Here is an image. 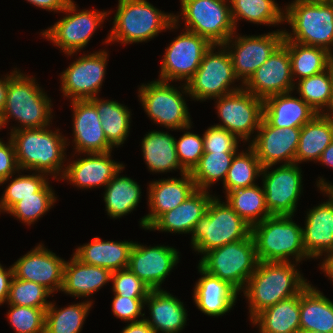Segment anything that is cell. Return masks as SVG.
<instances>
[{
	"label": "cell",
	"mask_w": 333,
	"mask_h": 333,
	"mask_svg": "<svg viewBox=\"0 0 333 333\" xmlns=\"http://www.w3.org/2000/svg\"><path fill=\"white\" fill-rule=\"evenodd\" d=\"M292 262L259 261L244 290L250 320L262 310L299 294L308 284Z\"/></svg>",
	"instance_id": "1"
},
{
	"label": "cell",
	"mask_w": 333,
	"mask_h": 333,
	"mask_svg": "<svg viewBox=\"0 0 333 333\" xmlns=\"http://www.w3.org/2000/svg\"><path fill=\"white\" fill-rule=\"evenodd\" d=\"M61 134L59 129L53 132L48 126L11 131L10 139L20 170L53 175V179L59 176V181L65 171L63 167L66 166L64 161L67 159L65 151L68 146V138Z\"/></svg>",
	"instance_id": "2"
},
{
	"label": "cell",
	"mask_w": 333,
	"mask_h": 333,
	"mask_svg": "<svg viewBox=\"0 0 333 333\" xmlns=\"http://www.w3.org/2000/svg\"><path fill=\"white\" fill-rule=\"evenodd\" d=\"M105 44L119 42L132 44L147 42L161 31L178 29L173 13H164L147 0H118L117 12L113 18Z\"/></svg>",
	"instance_id": "3"
},
{
	"label": "cell",
	"mask_w": 333,
	"mask_h": 333,
	"mask_svg": "<svg viewBox=\"0 0 333 333\" xmlns=\"http://www.w3.org/2000/svg\"><path fill=\"white\" fill-rule=\"evenodd\" d=\"M51 99L43 92L34 77L19 70L9 79L7 96L2 115L5 125L10 118L20 124L11 131L50 127L52 116ZM21 126V127H20Z\"/></svg>",
	"instance_id": "4"
},
{
	"label": "cell",
	"mask_w": 333,
	"mask_h": 333,
	"mask_svg": "<svg viewBox=\"0 0 333 333\" xmlns=\"http://www.w3.org/2000/svg\"><path fill=\"white\" fill-rule=\"evenodd\" d=\"M294 216L272 215L251 227V235L259 261L296 263L310 259L303 245L302 228Z\"/></svg>",
	"instance_id": "5"
},
{
	"label": "cell",
	"mask_w": 333,
	"mask_h": 333,
	"mask_svg": "<svg viewBox=\"0 0 333 333\" xmlns=\"http://www.w3.org/2000/svg\"><path fill=\"white\" fill-rule=\"evenodd\" d=\"M284 21L292 32L284 30V40L320 47L328 52L333 46V4L293 1L284 7Z\"/></svg>",
	"instance_id": "6"
},
{
	"label": "cell",
	"mask_w": 333,
	"mask_h": 333,
	"mask_svg": "<svg viewBox=\"0 0 333 333\" xmlns=\"http://www.w3.org/2000/svg\"><path fill=\"white\" fill-rule=\"evenodd\" d=\"M191 234L194 251L204 255L211 249L248 238L251 235V226L227 202L214 196L205 215L197 221Z\"/></svg>",
	"instance_id": "7"
},
{
	"label": "cell",
	"mask_w": 333,
	"mask_h": 333,
	"mask_svg": "<svg viewBox=\"0 0 333 333\" xmlns=\"http://www.w3.org/2000/svg\"><path fill=\"white\" fill-rule=\"evenodd\" d=\"M258 263L255 242L250 235L246 239L209 250L198 264L239 293L244 290Z\"/></svg>",
	"instance_id": "8"
},
{
	"label": "cell",
	"mask_w": 333,
	"mask_h": 333,
	"mask_svg": "<svg viewBox=\"0 0 333 333\" xmlns=\"http://www.w3.org/2000/svg\"><path fill=\"white\" fill-rule=\"evenodd\" d=\"M217 47L221 49L214 53ZM236 80L238 79L234 74L226 47L212 45L202 58L195 74L186 83H183L184 85H181L183 88L179 86L178 89L181 88V92L189 95L193 100L206 101L241 90L243 86L231 85Z\"/></svg>",
	"instance_id": "9"
},
{
	"label": "cell",
	"mask_w": 333,
	"mask_h": 333,
	"mask_svg": "<svg viewBox=\"0 0 333 333\" xmlns=\"http://www.w3.org/2000/svg\"><path fill=\"white\" fill-rule=\"evenodd\" d=\"M181 13L174 22H185L184 30L198 34L212 45H223L236 31L229 0H180ZM227 2V3H226Z\"/></svg>",
	"instance_id": "10"
},
{
	"label": "cell",
	"mask_w": 333,
	"mask_h": 333,
	"mask_svg": "<svg viewBox=\"0 0 333 333\" xmlns=\"http://www.w3.org/2000/svg\"><path fill=\"white\" fill-rule=\"evenodd\" d=\"M138 97L148 117L170 130H189L191 118L183 94L169 84L156 80L142 84Z\"/></svg>",
	"instance_id": "11"
},
{
	"label": "cell",
	"mask_w": 333,
	"mask_h": 333,
	"mask_svg": "<svg viewBox=\"0 0 333 333\" xmlns=\"http://www.w3.org/2000/svg\"><path fill=\"white\" fill-rule=\"evenodd\" d=\"M65 16L50 28L41 32L43 38L53 42L65 54L72 56L83 50L92 38L97 27L103 24L110 11L79 10L73 0L62 11Z\"/></svg>",
	"instance_id": "12"
},
{
	"label": "cell",
	"mask_w": 333,
	"mask_h": 333,
	"mask_svg": "<svg viewBox=\"0 0 333 333\" xmlns=\"http://www.w3.org/2000/svg\"><path fill=\"white\" fill-rule=\"evenodd\" d=\"M222 124L215 126L226 129L242 141H248L259 129L263 118V99L255 97L242 88L231 94L214 98Z\"/></svg>",
	"instance_id": "13"
},
{
	"label": "cell",
	"mask_w": 333,
	"mask_h": 333,
	"mask_svg": "<svg viewBox=\"0 0 333 333\" xmlns=\"http://www.w3.org/2000/svg\"><path fill=\"white\" fill-rule=\"evenodd\" d=\"M283 40L284 30L278 29L257 36H236L235 32L223 44L229 52L234 74L238 80L242 81V86L283 43Z\"/></svg>",
	"instance_id": "14"
},
{
	"label": "cell",
	"mask_w": 333,
	"mask_h": 333,
	"mask_svg": "<svg viewBox=\"0 0 333 333\" xmlns=\"http://www.w3.org/2000/svg\"><path fill=\"white\" fill-rule=\"evenodd\" d=\"M299 164H282L262 167L263 190L266 206L271 215L294 216L302 191V170Z\"/></svg>",
	"instance_id": "15"
},
{
	"label": "cell",
	"mask_w": 333,
	"mask_h": 333,
	"mask_svg": "<svg viewBox=\"0 0 333 333\" xmlns=\"http://www.w3.org/2000/svg\"><path fill=\"white\" fill-rule=\"evenodd\" d=\"M183 32L166 48L158 80L187 82L212 46L207 39L196 33L187 30Z\"/></svg>",
	"instance_id": "16"
},
{
	"label": "cell",
	"mask_w": 333,
	"mask_h": 333,
	"mask_svg": "<svg viewBox=\"0 0 333 333\" xmlns=\"http://www.w3.org/2000/svg\"><path fill=\"white\" fill-rule=\"evenodd\" d=\"M108 53L96 51L81 56L62 72L61 91L73 100H89L97 97L105 79Z\"/></svg>",
	"instance_id": "17"
},
{
	"label": "cell",
	"mask_w": 333,
	"mask_h": 333,
	"mask_svg": "<svg viewBox=\"0 0 333 333\" xmlns=\"http://www.w3.org/2000/svg\"><path fill=\"white\" fill-rule=\"evenodd\" d=\"M294 81L289 50L282 43L253 73L243 88L264 100L276 94L293 93L296 84Z\"/></svg>",
	"instance_id": "18"
},
{
	"label": "cell",
	"mask_w": 333,
	"mask_h": 333,
	"mask_svg": "<svg viewBox=\"0 0 333 333\" xmlns=\"http://www.w3.org/2000/svg\"><path fill=\"white\" fill-rule=\"evenodd\" d=\"M301 127L280 128L271 126L262 118L257 134L250 141L261 166L295 163ZM284 161V162H283Z\"/></svg>",
	"instance_id": "19"
},
{
	"label": "cell",
	"mask_w": 333,
	"mask_h": 333,
	"mask_svg": "<svg viewBox=\"0 0 333 333\" xmlns=\"http://www.w3.org/2000/svg\"><path fill=\"white\" fill-rule=\"evenodd\" d=\"M65 260L38 244L14 264V276L18 279L35 282L53 293L61 291Z\"/></svg>",
	"instance_id": "20"
},
{
	"label": "cell",
	"mask_w": 333,
	"mask_h": 333,
	"mask_svg": "<svg viewBox=\"0 0 333 333\" xmlns=\"http://www.w3.org/2000/svg\"><path fill=\"white\" fill-rule=\"evenodd\" d=\"M178 254L173 247L134 243L128 268L151 289H161V284L180 260Z\"/></svg>",
	"instance_id": "21"
},
{
	"label": "cell",
	"mask_w": 333,
	"mask_h": 333,
	"mask_svg": "<svg viewBox=\"0 0 333 333\" xmlns=\"http://www.w3.org/2000/svg\"><path fill=\"white\" fill-rule=\"evenodd\" d=\"M181 176L179 179L163 178L149 184L148 206L151 211L140 220L143 229L146 230L160 215L176 208L197 190L190 172Z\"/></svg>",
	"instance_id": "22"
},
{
	"label": "cell",
	"mask_w": 333,
	"mask_h": 333,
	"mask_svg": "<svg viewBox=\"0 0 333 333\" xmlns=\"http://www.w3.org/2000/svg\"><path fill=\"white\" fill-rule=\"evenodd\" d=\"M73 135L75 151L83 153H105L112 147L103 132L96 107L89 100H73Z\"/></svg>",
	"instance_id": "23"
},
{
	"label": "cell",
	"mask_w": 333,
	"mask_h": 333,
	"mask_svg": "<svg viewBox=\"0 0 333 333\" xmlns=\"http://www.w3.org/2000/svg\"><path fill=\"white\" fill-rule=\"evenodd\" d=\"M111 152L86 153V158L73 160L66 165L61 179L82 189L105 187L125 167L110 158Z\"/></svg>",
	"instance_id": "24"
},
{
	"label": "cell",
	"mask_w": 333,
	"mask_h": 333,
	"mask_svg": "<svg viewBox=\"0 0 333 333\" xmlns=\"http://www.w3.org/2000/svg\"><path fill=\"white\" fill-rule=\"evenodd\" d=\"M321 191L329 200L307 211L305 227L302 228L304 249L310 259H318L323 253L333 250V198Z\"/></svg>",
	"instance_id": "25"
},
{
	"label": "cell",
	"mask_w": 333,
	"mask_h": 333,
	"mask_svg": "<svg viewBox=\"0 0 333 333\" xmlns=\"http://www.w3.org/2000/svg\"><path fill=\"white\" fill-rule=\"evenodd\" d=\"M202 275L194 287L193 299L197 308L208 316H222L235 305L239 293L226 281L208 273L198 264Z\"/></svg>",
	"instance_id": "26"
},
{
	"label": "cell",
	"mask_w": 333,
	"mask_h": 333,
	"mask_svg": "<svg viewBox=\"0 0 333 333\" xmlns=\"http://www.w3.org/2000/svg\"><path fill=\"white\" fill-rule=\"evenodd\" d=\"M209 193L197 189L176 208L160 215L147 230L191 234L197 221L205 215L207 206L214 197Z\"/></svg>",
	"instance_id": "27"
},
{
	"label": "cell",
	"mask_w": 333,
	"mask_h": 333,
	"mask_svg": "<svg viewBox=\"0 0 333 333\" xmlns=\"http://www.w3.org/2000/svg\"><path fill=\"white\" fill-rule=\"evenodd\" d=\"M144 305H148L150 311V319L144 320L155 333H179L187 323L183 302L166 290L151 289Z\"/></svg>",
	"instance_id": "28"
},
{
	"label": "cell",
	"mask_w": 333,
	"mask_h": 333,
	"mask_svg": "<svg viewBox=\"0 0 333 333\" xmlns=\"http://www.w3.org/2000/svg\"><path fill=\"white\" fill-rule=\"evenodd\" d=\"M316 114L302 98L291 92L269 96L263 100V118L274 127H302Z\"/></svg>",
	"instance_id": "29"
},
{
	"label": "cell",
	"mask_w": 333,
	"mask_h": 333,
	"mask_svg": "<svg viewBox=\"0 0 333 333\" xmlns=\"http://www.w3.org/2000/svg\"><path fill=\"white\" fill-rule=\"evenodd\" d=\"M112 271L82 263L74 255L64 265L61 291L75 297H89L112 280Z\"/></svg>",
	"instance_id": "30"
},
{
	"label": "cell",
	"mask_w": 333,
	"mask_h": 333,
	"mask_svg": "<svg viewBox=\"0 0 333 333\" xmlns=\"http://www.w3.org/2000/svg\"><path fill=\"white\" fill-rule=\"evenodd\" d=\"M133 244L132 241H104L95 237L91 242L77 247L73 255L82 263L114 272L128 268Z\"/></svg>",
	"instance_id": "31"
},
{
	"label": "cell",
	"mask_w": 333,
	"mask_h": 333,
	"mask_svg": "<svg viewBox=\"0 0 333 333\" xmlns=\"http://www.w3.org/2000/svg\"><path fill=\"white\" fill-rule=\"evenodd\" d=\"M300 330L333 333V302L310 283L300 292Z\"/></svg>",
	"instance_id": "32"
},
{
	"label": "cell",
	"mask_w": 333,
	"mask_h": 333,
	"mask_svg": "<svg viewBox=\"0 0 333 333\" xmlns=\"http://www.w3.org/2000/svg\"><path fill=\"white\" fill-rule=\"evenodd\" d=\"M175 139L171 134L163 131L153 130L145 134L141 142V150L150 172L167 173L179 169L181 175L187 173L178 160Z\"/></svg>",
	"instance_id": "33"
},
{
	"label": "cell",
	"mask_w": 333,
	"mask_h": 333,
	"mask_svg": "<svg viewBox=\"0 0 333 333\" xmlns=\"http://www.w3.org/2000/svg\"><path fill=\"white\" fill-rule=\"evenodd\" d=\"M251 322L261 333H297L300 330V293L258 313Z\"/></svg>",
	"instance_id": "34"
},
{
	"label": "cell",
	"mask_w": 333,
	"mask_h": 333,
	"mask_svg": "<svg viewBox=\"0 0 333 333\" xmlns=\"http://www.w3.org/2000/svg\"><path fill=\"white\" fill-rule=\"evenodd\" d=\"M332 141L333 120L324 114H316L301 127L295 163L318 161Z\"/></svg>",
	"instance_id": "35"
},
{
	"label": "cell",
	"mask_w": 333,
	"mask_h": 333,
	"mask_svg": "<svg viewBox=\"0 0 333 333\" xmlns=\"http://www.w3.org/2000/svg\"><path fill=\"white\" fill-rule=\"evenodd\" d=\"M89 101L96 107L108 143L112 147L122 145L130 130L132 114L128 107L117 101L100 99L99 96Z\"/></svg>",
	"instance_id": "36"
},
{
	"label": "cell",
	"mask_w": 333,
	"mask_h": 333,
	"mask_svg": "<svg viewBox=\"0 0 333 333\" xmlns=\"http://www.w3.org/2000/svg\"><path fill=\"white\" fill-rule=\"evenodd\" d=\"M122 169L105 186L104 202L107 215L121 218L131 213L141 198V188L135 180L127 176H119Z\"/></svg>",
	"instance_id": "37"
},
{
	"label": "cell",
	"mask_w": 333,
	"mask_h": 333,
	"mask_svg": "<svg viewBox=\"0 0 333 333\" xmlns=\"http://www.w3.org/2000/svg\"><path fill=\"white\" fill-rule=\"evenodd\" d=\"M225 197L229 206L251 227L272 216L266 206L263 187L254 185L229 191Z\"/></svg>",
	"instance_id": "38"
},
{
	"label": "cell",
	"mask_w": 333,
	"mask_h": 333,
	"mask_svg": "<svg viewBox=\"0 0 333 333\" xmlns=\"http://www.w3.org/2000/svg\"><path fill=\"white\" fill-rule=\"evenodd\" d=\"M231 16L236 28L237 20H246L254 24H283L285 11L275 0H229Z\"/></svg>",
	"instance_id": "39"
},
{
	"label": "cell",
	"mask_w": 333,
	"mask_h": 333,
	"mask_svg": "<svg viewBox=\"0 0 333 333\" xmlns=\"http://www.w3.org/2000/svg\"><path fill=\"white\" fill-rule=\"evenodd\" d=\"M289 50L293 79L319 74L329 68V52L320 47L283 41Z\"/></svg>",
	"instance_id": "40"
},
{
	"label": "cell",
	"mask_w": 333,
	"mask_h": 333,
	"mask_svg": "<svg viewBox=\"0 0 333 333\" xmlns=\"http://www.w3.org/2000/svg\"><path fill=\"white\" fill-rule=\"evenodd\" d=\"M92 303L87 300L57 308L55 303L51 302L46 309L44 333H80Z\"/></svg>",
	"instance_id": "41"
},
{
	"label": "cell",
	"mask_w": 333,
	"mask_h": 333,
	"mask_svg": "<svg viewBox=\"0 0 333 333\" xmlns=\"http://www.w3.org/2000/svg\"><path fill=\"white\" fill-rule=\"evenodd\" d=\"M261 172V163L250 146L246 151L237 152L223 183L225 193L256 185L255 180Z\"/></svg>",
	"instance_id": "42"
},
{
	"label": "cell",
	"mask_w": 333,
	"mask_h": 333,
	"mask_svg": "<svg viewBox=\"0 0 333 333\" xmlns=\"http://www.w3.org/2000/svg\"><path fill=\"white\" fill-rule=\"evenodd\" d=\"M237 152L204 153L199 163L190 172L196 188L208 191L210 186L225 181L228 169Z\"/></svg>",
	"instance_id": "43"
},
{
	"label": "cell",
	"mask_w": 333,
	"mask_h": 333,
	"mask_svg": "<svg viewBox=\"0 0 333 333\" xmlns=\"http://www.w3.org/2000/svg\"><path fill=\"white\" fill-rule=\"evenodd\" d=\"M296 83L294 90L297 89L300 98L318 114H322L325 108L327 109L332 96L333 75L330 68L319 74L302 78Z\"/></svg>",
	"instance_id": "44"
},
{
	"label": "cell",
	"mask_w": 333,
	"mask_h": 333,
	"mask_svg": "<svg viewBox=\"0 0 333 333\" xmlns=\"http://www.w3.org/2000/svg\"><path fill=\"white\" fill-rule=\"evenodd\" d=\"M56 198L52 187L47 183L39 192L34 193V196L24 197L15 203L7 214L30 226L52 208Z\"/></svg>",
	"instance_id": "45"
},
{
	"label": "cell",
	"mask_w": 333,
	"mask_h": 333,
	"mask_svg": "<svg viewBox=\"0 0 333 333\" xmlns=\"http://www.w3.org/2000/svg\"><path fill=\"white\" fill-rule=\"evenodd\" d=\"M11 179L0 198V212H7L24 197L34 196V193L39 192L48 183L49 178L46 174L33 172L31 175H19Z\"/></svg>",
	"instance_id": "46"
},
{
	"label": "cell",
	"mask_w": 333,
	"mask_h": 333,
	"mask_svg": "<svg viewBox=\"0 0 333 333\" xmlns=\"http://www.w3.org/2000/svg\"><path fill=\"white\" fill-rule=\"evenodd\" d=\"M51 294L48 289L40 284L18 279L14 276L6 303L34 308H48L51 302L47 301V297Z\"/></svg>",
	"instance_id": "47"
},
{
	"label": "cell",
	"mask_w": 333,
	"mask_h": 333,
	"mask_svg": "<svg viewBox=\"0 0 333 333\" xmlns=\"http://www.w3.org/2000/svg\"><path fill=\"white\" fill-rule=\"evenodd\" d=\"M8 306L7 319L16 333H44L47 308Z\"/></svg>",
	"instance_id": "48"
},
{
	"label": "cell",
	"mask_w": 333,
	"mask_h": 333,
	"mask_svg": "<svg viewBox=\"0 0 333 333\" xmlns=\"http://www.w3.org/2000/svg\"><path fill=\"white\" fill-rule=\"evenodd\" d=\"M175 145L181 166L187 172H191L204 154L203 137L189 131H184L179 140L175 139Z\"/></svg>",
	"instance_id": "49"
},
{
	"label": "cell",
	"mask_w": 333,
	"mask_h": 333,
	"mask_svg": "<svg viewBox=\"0 0 333 333\" xmlns=\"http://www.w3.org/2000/svg\"><path fill=\"white\" fill-rule=\"evenodd\" d=\"M113 292L128 298H147L151 288L140 280L129 268L112 273Z\"/></svg>",
	"instance_id": "50"
},
{
	"label": "cell",
	"mask_w": 333,
	"mask_h": 333,
	"mask_svg": "<svg viewBox=\"0 0 333 333\" xmlns=\"http://www.w3.org/2000/svg\"><path fill=\"white\" fill-rule=\"evenodd\" d=\"M204 153L237 152L238 138L224 128L209 127L203 134Z\"/></svg>",
	"instance_id": "51"
},
{
	"label": "cell",
	"mask_w": 333,
	"mask_h": 333,
	"mask_svg": "<svg viewBox=\"0 0 333 333\" xmlns=\"http://www.w3.org/2000/svg\"><path fill=\"white\" fill-rule=\"evenodd\" d=\"M145 300L146 298H128L114 294L112 312L115 317L128 323L139 321V316L145 318V313H142Z\"/></svg>",
	"instance_id": "52"
},
{
	"label": "cell",
	"mask_w": 333,
	"mask_h": 333,
	"mask_svg": "<svg viewBox=\"0 0 333 333\" xmlns=\"http://www.w3.org/2000/svg\"><path fill=\"white\" fill-rule=\"evenodd\" d=\"M19 171L13 142L10 138L7 143L0 140V185L10 181L14 173L19 175Z\"/></svg>",
	"instance_id": "53"
},
{
	"label": "cell",
	"mask_w": 333,
	"mask_h": 333,
	"mask_svg": "<svg viewBox=\"0 0 333 333\" xmlns=\"http://www.w3.org/2000/svg\"><path fill=\"white\" fill-rule=\"evenodd\" d=\"M14 277L13 267H3L0 264V305L6 303L9 295L10 284Z\"/></svg>",
	"instance_id": "54"
},
{
	"label": "cell",
	"mask_w": 333,
	"mask_h": 333,
	"mask_svg": "<svg viewBox=\"0 0 333 333\" xmlns=\"http://www.w3.org/2000/svg\"><path fill=\"white\" fill-rule=\"evenodd\" d=\"M34 6L46 11L62 12L71 0H26Z\"/></svg>",
	"instance_id": "55"
},
{
	"label": "cell",
	"mask_w": 333,
	"mask_h": 333,
	"mask_svg": "<svg viewBox=\"0 0 333 333\" xmlns=\"http://www.w3.org/2000/svg\"><path fill=\"white\" fill-rule=\"evenodd\" d=\"M121 333H155L144 318L139 321L130 322L123 328Z\"/></svg>",
	"instance_id": "56"
},
{
	"label": "cell",
	"mask_w": 333,
	"mask_h": 333,
	"mask_svg": "<svg viewBox=\"0 0 333 333\" xmlns=\"http://www.w3.org/2000/svg\"><path fill=\"white\" fill-rule=\"evenodd\" d=\"M16 72H17V69L15 68V70L13 72H11L10 75L8 74L7 76L3 77V79L0 78V113H2L4 106H5L7 89H8V81Z\"/></svg>",
	"instance_id": "57"
},
{
	"label": "cell",
	"mask_w": 333,
	"mask_h": 333,
	"mask_svg": "<svg viewBox=\"0 0 333 333\" xmlns=\"http://www.w3.org/2000/svg\"><path fill=\"white\" fill-rule=\"evenodd\" d=\"M325 258L321 262L320 269L323 270L325 276H327L333 282V250L327 252ZM327 274V275H326Z\"/></svg>",
	"instance_id": "58"
},
{
	"label": "cell",
	"mask_w": 333,
	"mask_h": 333,
	"mask_svg": "<svg viewBox=\"0 0 333 333\" xmlns=\"http://www.w3.org/2000/svg\"><path fill=\"white\" fill-rule=\"evenodd\" d=\"M317 162H322L321 164H325V166L327 165L328 167L333 168V141L323 151Z\"/></svg>",
	"instance_id": "59"
},
{
	"label": "cell",
	"mask_w": 333,
	"mask_h": 333,
	"mask_svg": "<svg viewBox=\"0 0 333 333\" xmlns=\"http://www.w3.org/2000/svg\"><path fill=\"white\" fill-rule=\"evenodd\" d=\"M317 187L320 190H324L328 195H330L333 198V183L326 182L325 179L320 178L317 180Z\"/></svg>",
	"instance_id": "60"
},
{
	"label": "cell",
	"mask_w": 333,
	"mask_h": 333,
	"mask_svg": "<svg viewBox=\"0 0 333 333\" xmlns=\"http://www.w3.org/2000/svg\"><path fill=\"white\" fill-rule=\"evenodd\" d=\"M325 110H327V111L323 112L322 114H324L325 116H327L333 120V88H332V96H331L330 103H329L327 109H325Z\"/></svg>",
	"instance_id": "61"
},
{
	"label": "cell",
	"mask_w": 333,
	"mask_h": 333,
	"mask_svg": "<svg viewBox=\"0 0 333 333\" xmlns=\"http://www.w3.org/2000/svg\"><path fill=\"white\" fill-rule=\"evenodd\" d=\"M329 68L333 75V50L329 52Z\"/></svg>",
	"instance_id": "62"
},
{
	"label": "cell",
	"mask_w": 333,
	"mask_h": 333,
	"mask_svg": "<svg viewBox=\"0 0 333 333\" xmlns=\"http://www.w3.org/2000/svg\"><path fill=\"white\" fill-rule=\"evenodd\" d=\"M295 1H302V2H309V3L329 2V0H295Z\"/></svg>",
	"instance_id": "63"
},
{
	"label": "cell",
	"mask_w": 333,
	"mask_h": 333,
	"mask_svg": "<svg viewBox=\"0 0 333 333\" xmlns=\"http://www.w3.org/2000/svg\"><path fill=\"white\" fill-rule=\"evenodd\" d=\"M6 125H5V122H4V117H3V115H2V113H0V129L2 128V127H5ZM1 140V139H0Z\"/></svg>",
	"instance_id": "64"
},
{
	"label": "cell",
	"mask_w": 333,
	"mask_h": 333,
	"mask_svg": "<svg viewBox=\"0 0 333 333\" xmlns=\"http://www.w3.org/2000/svg\"><path fill=\"white\" fill-rule=\"evenodd\" d=\"M297 333H320L316 331L299 330Z\"/></svg>",
	"instance_id": "65"
}]
</instances>
